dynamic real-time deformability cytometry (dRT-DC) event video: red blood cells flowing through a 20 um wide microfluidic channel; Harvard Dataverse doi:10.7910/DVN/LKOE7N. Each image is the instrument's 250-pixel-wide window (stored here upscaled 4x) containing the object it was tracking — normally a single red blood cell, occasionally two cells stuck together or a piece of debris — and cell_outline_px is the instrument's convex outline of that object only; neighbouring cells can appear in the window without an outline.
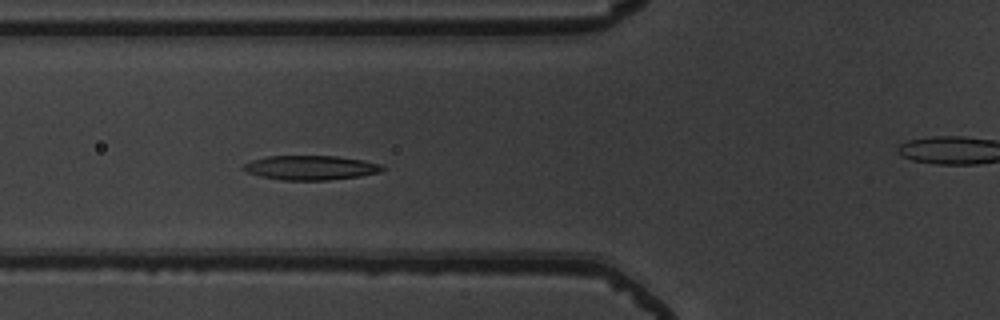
{"species": "common noctule bat (a hibernating species)", "species_latin": "Nyctalus noctula", "temperature_condition": "warm", "stored_images_in_passage": 4, "segment_of_instrument_passage": [1, 2], "camera_frame_rate_fps": 3000, "um_per_image_px": 0.085, "animal": {"sex": "male", "body_mass_g": 19.5, "forearm_length_mm": 54.6}, "frame": {"image": 1, "passage_image": 3, "time_ms": 0.667, "image_size_px": [1000, 320], "cell_outline_px": [[388, 168], [380, 172], [360, 176], [328, 180], [284, 180], [260, 176], [244, 172], [240, 168], [244, 164], [252, 160], [268, 156], [336, 156], [364, 160], [384, 164]], "centroid_in_image_um": [26.44, 14.25], "position_along_channel_um": 99.4, "area_um2": 20.0}}